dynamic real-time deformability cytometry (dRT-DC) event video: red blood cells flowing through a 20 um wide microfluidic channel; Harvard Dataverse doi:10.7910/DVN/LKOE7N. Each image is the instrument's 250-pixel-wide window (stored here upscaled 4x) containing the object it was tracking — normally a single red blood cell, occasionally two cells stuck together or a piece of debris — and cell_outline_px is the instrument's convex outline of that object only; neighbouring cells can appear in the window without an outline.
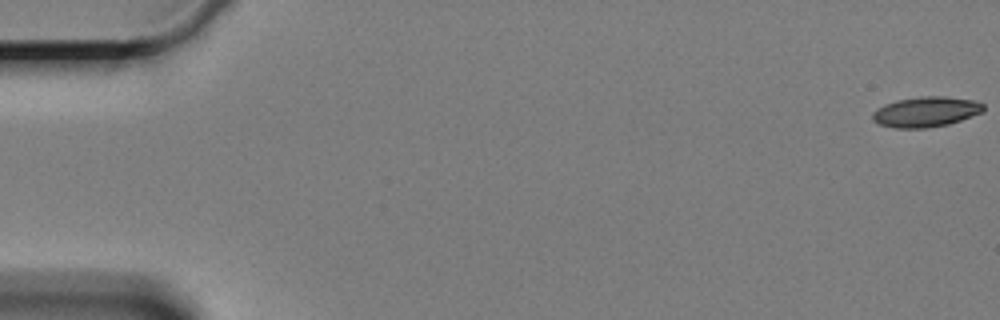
{"species": "Egyptian fruit bat (a non-hibernating species)", "species_latin": "Rousettus aegyptiacus", "temperature_condition": "cold", "stored_images_in_passage": 6, "camera_frame_rate_fps": 3000, "um_per_image_px": 0.085, "animal": {"sex": "female"}, "frame": {"image": 1, "passage_image": 1, "time_ms": 0.0, "image_size_px": [1000, 320], "cell_outline_px": [[984, 112], [948, 124], [924, 128], [896, 128], [880, 124], [872, 120], [872, 112], [876, 108], [884, 104], [896, 100], [920, 96], [944, 96], [976, 100], [984, 104]], "centroid_in_image_um": [78.7, 9.49], "position_along_channel_um": 6.3, "area_um2": 19.71}}
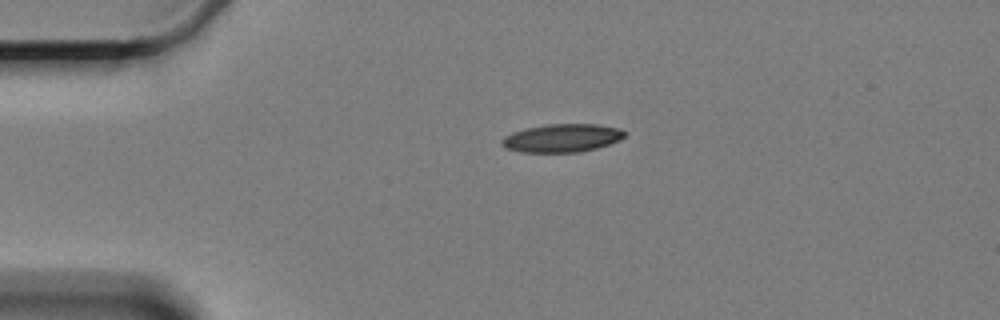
{"frame": {"image": 2, "passage_image": 5, "time_ms": 4.333, "image_size_px": [1000, 320], "cell_outline_px": [[628, 132], [620, 140], [596, 148], [580, 152], [520, 152], [504, 148], [500, 144], [500, 140], [504, 136], [512, 132], [528, 128], [548, 124], [596, 124], [620, 128]], "centroid_in_image_um": [47.76, 11.73], "position_along_channel_um": 37.2, "area_um2": 20.29}}